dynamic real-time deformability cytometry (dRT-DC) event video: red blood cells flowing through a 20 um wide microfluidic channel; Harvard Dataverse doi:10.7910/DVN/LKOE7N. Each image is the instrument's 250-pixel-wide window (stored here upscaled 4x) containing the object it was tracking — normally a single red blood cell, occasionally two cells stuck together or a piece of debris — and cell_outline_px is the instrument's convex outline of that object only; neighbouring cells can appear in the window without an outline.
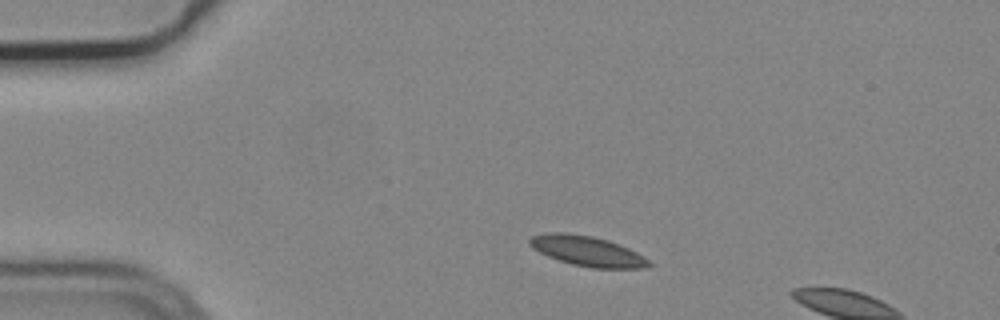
{"species": "common noctule bat (a hibernating species)", "species_latin": "Nyctalus noctula", "temperature_condition": "cold", "stored_images_in_passage": 2, "camera_frame_rate_fps": 3000, "um_per_image_px": 0.085, "animal": {"sex": "male", "body_mass_g": 19.2, "forearm_length_mm": 51.8}, "frame": {"image": 1, "passage_image": 1, "time_ms": 0.0, "image_size_px": [1000, 320], "cell_outline_px": [[652, 264], [644, 268], [592, 268], [572, 264], [548, 256], [532, 248], [528, 244], [528, 240], [532, 236], [548, 232], [564, 232], [592, 236], [608, 240], [628, 248], [644, 256]], "centroid_in_image_um": [49.9, 21.33], "position_along_channel_um": 35.1, "area_um2": 20.81}}